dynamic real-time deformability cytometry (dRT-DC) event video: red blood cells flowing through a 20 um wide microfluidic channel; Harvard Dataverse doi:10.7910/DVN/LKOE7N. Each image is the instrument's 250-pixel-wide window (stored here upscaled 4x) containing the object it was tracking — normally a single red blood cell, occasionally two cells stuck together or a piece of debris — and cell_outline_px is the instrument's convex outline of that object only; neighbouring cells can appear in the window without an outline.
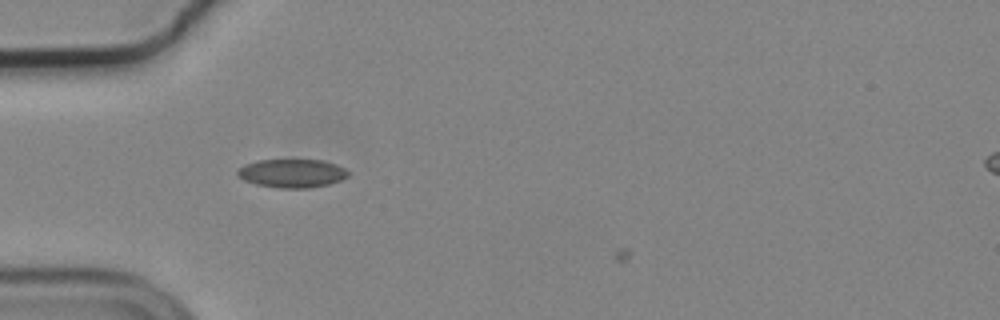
{"species": "common noctule bat (a hibernating species)", "species_latin": "Nyctalus noctula", "temperature_condition": "cold", "stored_images_in_passage": 5, "camera_frame_rate_fps": 3000, "um_per_image_px": 0.085, "animal": {"sex": "male", "body_mass_g": 19.2, "forearm_length_mm": 51.8}, "frame": {"image": 1, "passage_image": 1, "time_ms": 0.0, "image_size_px": [1000, 320], "cell_outline_px": [[348, 176], [340, 180], [328, 184], [308, 188], [280, 188], [256, 184], [244, 180], [236, 172], [244, 164], [256, 160], [324, 160], [336, 164], [344, 168], [348, 172]], "centroid_in_image_um": [24.82, 14.72], "position_along_channel_um": 60.2, "area_um2": 18.26}}
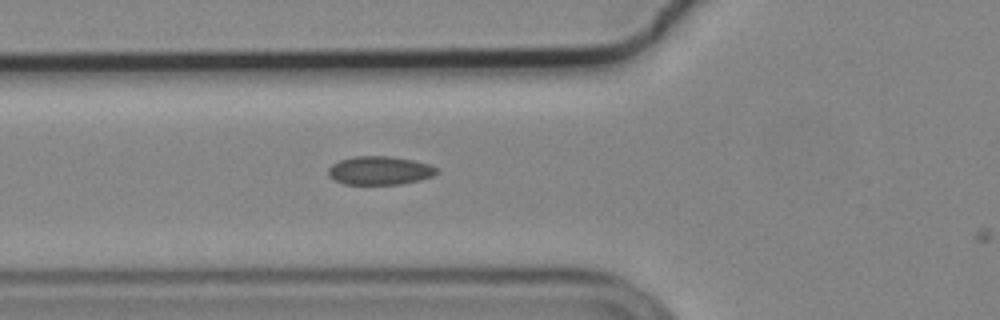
{"frame": {"image": 2, "passage_image": 4, "time_ms": 1.0, "image_size_px": [1000, 320], "cell_outline_px": [[440, 172], [432, 176], [420, 180], [400, 184], [344, 184], [332, 180], [328, 176], [328, 168], [332, 164], [340, 160], [352, 156], [388, 156], [412, 160], [428, 164], [436, 168]], "centroid_in_image_um": [32.24, 14.5], "position_along_channel_um": 93.6, "area_um2": 18.09}}